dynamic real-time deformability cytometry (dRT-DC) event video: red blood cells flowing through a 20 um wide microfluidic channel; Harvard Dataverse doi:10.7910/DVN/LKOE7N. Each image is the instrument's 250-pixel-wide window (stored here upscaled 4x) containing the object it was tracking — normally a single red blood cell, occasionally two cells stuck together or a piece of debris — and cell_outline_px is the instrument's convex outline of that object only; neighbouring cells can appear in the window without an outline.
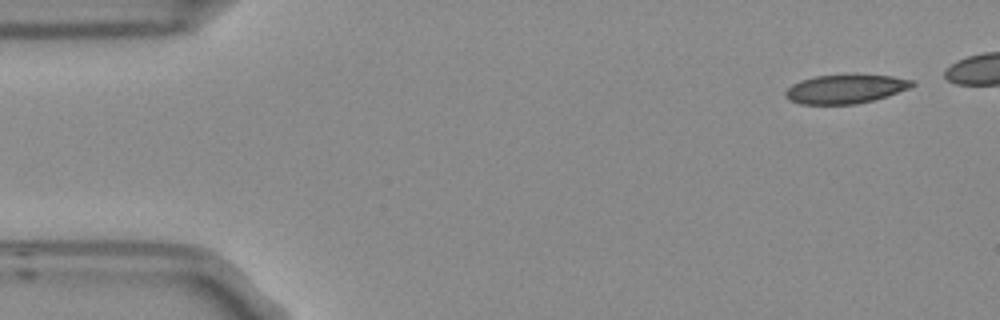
{"species": "Egyptian fruit bat (a non-hibernating species)", "species_latin": "Rousettus aegyptiacus", "temperature_condition": "room temperature", "stored_images_in_passage": 5, "camera_frame_rate_fps": 3000, "um_per_image_px": 0.085, "frame": {"image": 1, "passage_image": 1, "time_ms": 0.0, "image_size_px": [1000, 320], "cell_outline_px": [[916, 84], [908, 88], [888, 96], [856, 104], [800, 104], [788, 100], [784, 96], [784, 92], [792, 84], [800, 80], [816, 76], [892, 76], [912, 80]], "centroid_in_image_um": [71.81, 7.59], "position_along_channel_um": 13.2, "area_um2": 20.92}}